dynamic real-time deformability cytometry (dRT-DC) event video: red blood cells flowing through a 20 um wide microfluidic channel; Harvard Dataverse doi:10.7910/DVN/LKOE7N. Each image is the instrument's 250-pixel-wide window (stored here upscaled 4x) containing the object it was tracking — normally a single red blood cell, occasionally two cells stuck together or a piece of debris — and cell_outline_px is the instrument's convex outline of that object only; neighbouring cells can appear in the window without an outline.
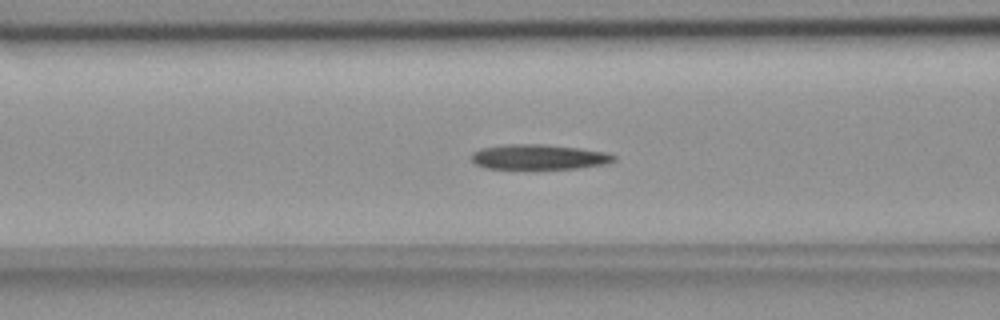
{"species": "common noctule bat (a hibernating species)", "species_latin": "Nyctalus noctula", "temperature_condition": "room temperature", "stored_images_in_passage": 55, "camera_frame_rate_fps": 3000, "um_per_image_px": 0.085, "animal": {"sex": "female", "body_mass_g": 18.4}, "frame": {"image": 1, "passage_image": 22, "time_ms": 7.0, "image_size_px": [1000, 320], "cell_outline_px": [[616, 160], [608, 164], [576, 168], [484, 168], [476, 164], [472, 160], [472, 152], [480, 148], [504, 144], [544, 144], [580, 148], [608, 152], [616, 156]], "centroid_in_image_um": [45.83, 13.33], "position_along_channel_um": 120.8, "area_um2": 20.87}}
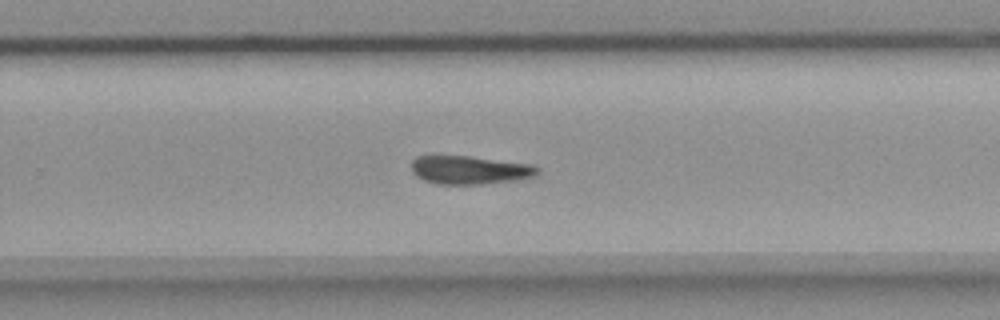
{"frame": {"image": 2, "passage_image": 36, "time_ms": 11.667, "image_size_px": [1000, 320], "cell_outline_px": [[536, 172], [532, 176], [516, 180], [480, 184], [436, 184], [424, 180], [416, 176], [412, 172], [412, 160], [416, 156], [468, 156], [532, 164], [536, 168]], "centroid_in_image_um": [39.85, 14.45], "position_along_channel_um": 289.9, "area_um2": 20.58}}
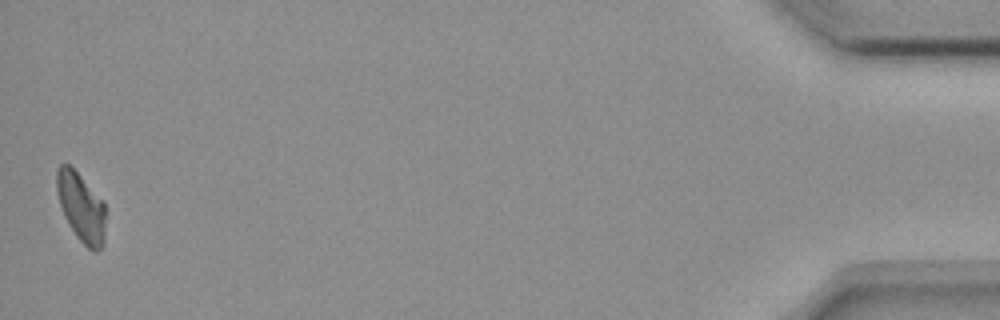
{"frame": {"image": 3, "passage_image": 55, "time_ms": 18.0, "image_size_px": [1000, 320], "cell_outline_px": [[104, 244], [96, 252], [92, 252], [76, 236], [64, 216], [60, 204], [56, 188], [56, 168], [60, 164], [68, 164], [104, 200]], "centroid_in_image_um": [6.89, 17.62], "position_along_channel_um": 428.3, "area_um2": 19.54}}